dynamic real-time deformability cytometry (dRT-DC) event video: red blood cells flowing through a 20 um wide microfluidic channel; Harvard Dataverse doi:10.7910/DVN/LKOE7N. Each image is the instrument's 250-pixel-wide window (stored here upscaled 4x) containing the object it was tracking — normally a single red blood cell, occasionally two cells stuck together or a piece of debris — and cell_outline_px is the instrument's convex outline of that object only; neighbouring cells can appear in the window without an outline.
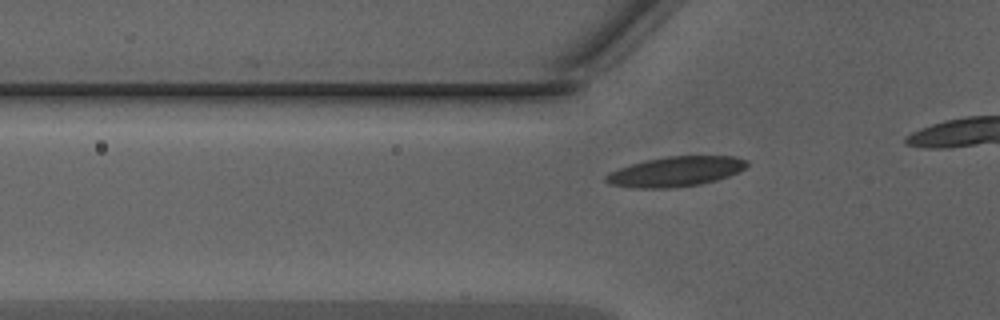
{"species": "Egyptian fruit bat (a non-hibernating species)", "species_latin": "Rousettus aegyptiacus", "temperature_condition": "warm", "stored_images_in_passage": 12, "camera_frame_rate_fps": 3000, "um_per_image_px": 0.085, "animal": {"sex": "male"}, "frame": {"image": 1, "passage_image": 6, "time_ms": 1.667, "image_size_px": [1000, 320], "cell_outline_px": [[748, 164], [744, 168], [728, 176], [716, 180], [700, 184], [672, 188], [636, 188], [612, 184], [604, 180], [604, 176], [608, 172], [632, 164], [648, 160], [668, 156], [736, 156], [748, 160]], "centroid_in_image_um": [57.44, 14.58], "position_along_channel_um": 68.4, "area_um2": 24.39}}
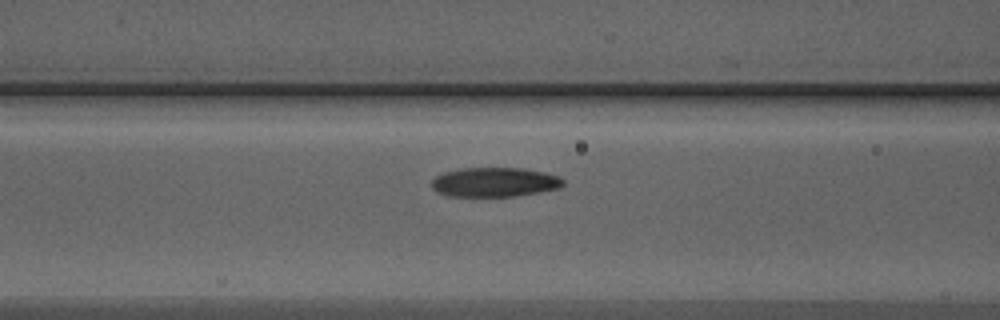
{"frame": {"image": 2, "passage_image": 10, "time_ms": 3.0, "image_size_px": [1000, 320], "cell_outline_px": [[564, 184], [560, 188], [516, 196], [448, 196], [436, 192], [432, 188], [432, 180], [436, 176], [444, 172], [464, 168], [524, 168], [544, 172], [560, 176], [564, 180]], "centroid_in_image_um": [42.06, 15.48], "position_along_channel_um": 124.5, "area_um2": 22.6}}